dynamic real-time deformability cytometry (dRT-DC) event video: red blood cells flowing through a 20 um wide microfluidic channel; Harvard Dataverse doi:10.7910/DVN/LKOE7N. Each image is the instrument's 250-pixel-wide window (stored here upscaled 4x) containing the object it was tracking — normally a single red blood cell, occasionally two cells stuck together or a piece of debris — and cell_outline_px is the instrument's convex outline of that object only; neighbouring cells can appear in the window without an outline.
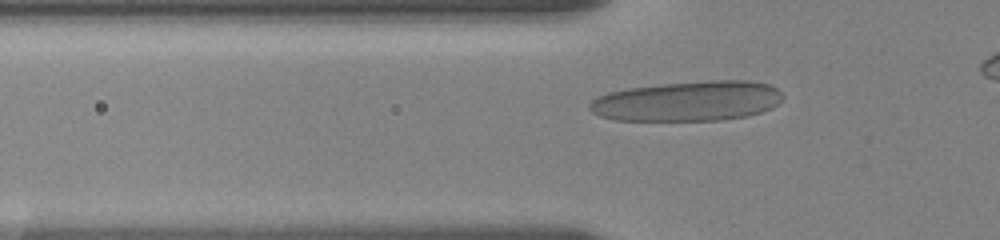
{"species": "human", "species_latin": "Homo sapiens", "temperature_condition": "room temperature", "stored_images_in_passage": 42, "camera_frame_rate_fps": 3000, "um_per_image_px": 0.085, "donor": {"sex": "female"}, "frame": {"image": 1, "passage_image": 9, "time_ms": 2.667, "image_size_px": [1000, 240], "cell_outline_px": [[784, 96], [772, 108], [748, 116], [720, 120], [616, 120], [600, 116], [592, 112], [588, 108], [588, 104], [592, 100], [608, 92], [628, 88], [660, 84], [708, 80], [748, 80], [768, 84], [776, 88]], "centroid_in_image_um": [58.46, 8.59], "position_along_channel_um": 67.3, "area_um2": 45.08}}
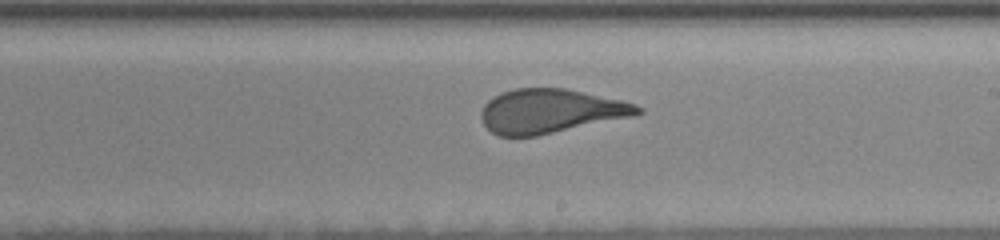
{"frame": {"image": 2, "passage_image": 24, "time_ms": 7.667, "image_size_px": [1000, 240], "cell_outline_px": [[644, 112], [632, 116], [536, 136], [500, 136], [492, 132], [484, 124], [480, 116], [480, 112], [484, 104], [488, 100], [500, 92], [516, 88], [564, 88], [620, 100], [636, 104], [644, 108]], "centroid_in_image_um": [46.76, 9.44], "position_along_channel_um": 242.2, "area_um2": 40.0}}
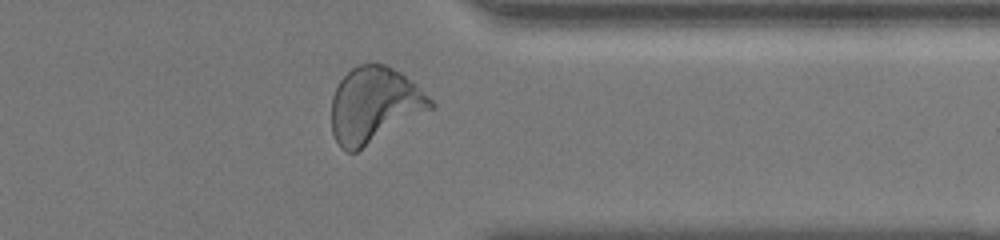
{"frame": {"image": 3, "passage_image": 36, "time_ms": 11.667, "image_size_px": [1000, 240], "cell_outline_px": [[436, 108], [356, 152], [348, 152], [340, 148], [332, 132], [332, 96], [340, 80], [356, 64], [384, 64], [400, 72], [416, 84], [436, 104]], "centroid_in_image_um": [31.84, 8.94], "position_along_channel_um": 379.6, "area_um2": 43.87}}